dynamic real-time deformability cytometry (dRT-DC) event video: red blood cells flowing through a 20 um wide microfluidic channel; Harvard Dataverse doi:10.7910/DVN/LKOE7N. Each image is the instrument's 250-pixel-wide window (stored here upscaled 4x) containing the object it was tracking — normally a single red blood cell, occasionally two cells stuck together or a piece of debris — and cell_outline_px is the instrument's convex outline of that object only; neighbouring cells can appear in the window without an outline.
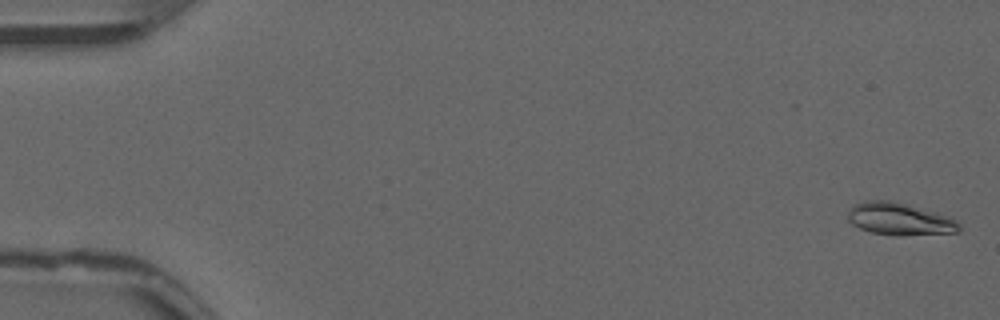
{"species": "common noctule bat (a hibernating species)", "species_latin": "Nyctalus noctula", "temperature_condition": "warm", "stored_images_in_passage": 55, "camera_frame_rate_fps": 3000, "um_per_image_px": 0.085, "animal": {"sex": "male", "forearm_length_mm": 52.5}, "frame": {"image": 1, "passage_image": 2, "time_ms": 0.333, "image_size_px": [1000, 320], "cell_outline_px": [[960, 232], [904, 236], [892, 236], [872, 232], [860, 228], [852, 224], [848, 220], [848, 212], [856, 204], [864, 200], [892, 200], [952, 216], [960, 224]], "centroid_in_image_um": [76.52, 18.62], "position_along_channel_um": 8.5, "area_um2": 21.33}}
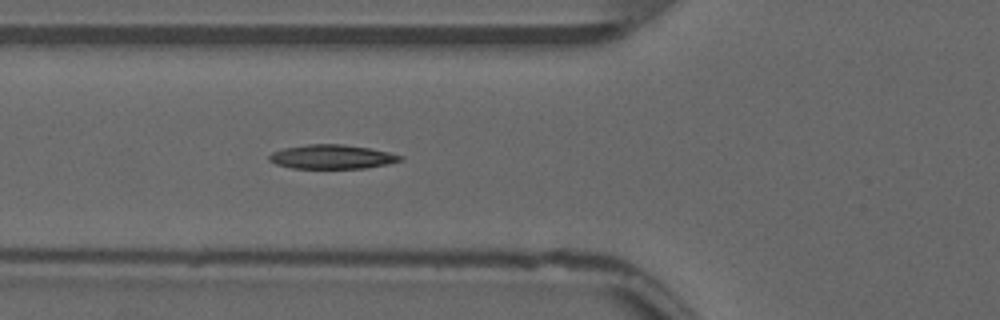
{"frame": {"image": 2, "passage_image": 21, "time_ms": 6.667, "image_size_px": [1000, 320], "cell_outline_px": [[404, 160], [388, 164], [368, 168], [292, 168], [276, 164], [268, 160], [268, 156], [272, 152], [284, 148], [308, 144], [344, 144], [368, 148], [388, 152], [404, 156]], "centroid_in_image_um": [28.23, 13.33], "position_along_channel_um": 97.6, "area_um2": 18.5}}
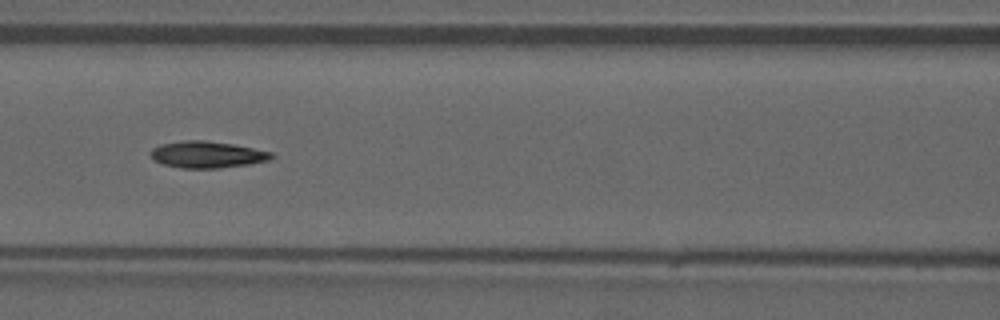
{"frame": {"image": 3, "passage_image": 25, "time_ms": 8.0, "image_size_px": [1000, 320], "cell_outline_px": [[276, 156], [272, 160], [248, 164], [220, 168], [180, 168], [164, 164], [152, 160], [148, 152], [152, 148], [160, 144], [184, 140], [204, 140], [232, 144], [272, 152]], "centroid_in_image_um": [17.58, 13.14], "position_along_channel_um": 149.0, "area_um2": 18.96}, "authors_computed_cell_mechanics": {"area_um2": 18.2648, "velocity_mm_per_s": 3.8317, "shape_relaxation_time_tau1_ms": null, "shape_relaxation_time_tau2_ms": 3.9293, "deformation_change_tau1": null, "deformation_change_tau2": 0.112}}